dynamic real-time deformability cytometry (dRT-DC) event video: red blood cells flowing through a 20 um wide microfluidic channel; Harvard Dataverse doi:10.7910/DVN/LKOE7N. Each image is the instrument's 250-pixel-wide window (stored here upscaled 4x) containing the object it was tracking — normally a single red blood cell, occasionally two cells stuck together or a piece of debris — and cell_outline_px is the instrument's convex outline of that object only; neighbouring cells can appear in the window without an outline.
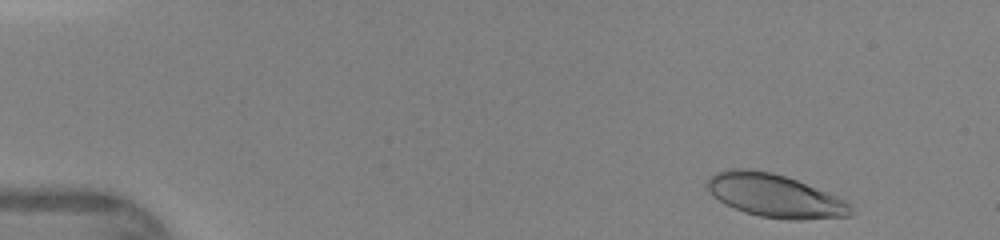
{"species": "human", "species_latin": "Homo sapiens", "temperature_condition": "warm", "stored_images_in_passage": 44, "camera_frame_rate_fps": 3000, "um_per_image_px": 0.085, "donor": {"sex": "female"}, "frame": {"image": 1, "passage_image": 2, "time_ms": 0.333, "image_size_px": [1000, 240], "cell_outline_px": [[856, 212], [852, 216], [804, 220], [788, 220], [760, 216], [744, 212], [712, 196], [708, 188], [708, 180], [716, 172], [728, 168], [744, 168], [772, 172], [796, 180], [836, 196], [844, 200]], "centroid_in_image_um": [65.88, 16.64], "position_along_channel_um": 19.1, "area_um2": 35.89}}
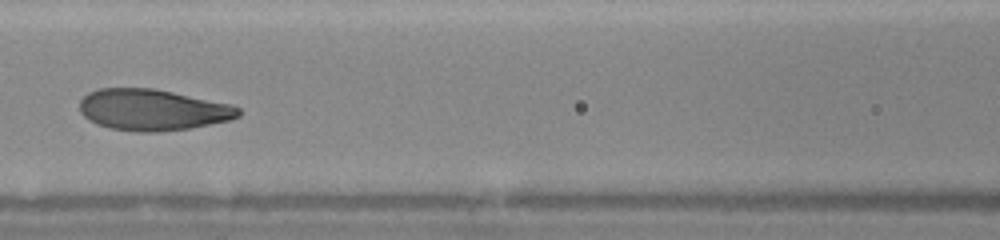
{"frame": {"image": 2, "passage_image": 19, "time_ms": 6.0, "image_size_px": [1000, 240], "cell_outline_px": [[240, 116], [228, 120], [188, 128], [156, 132], [136, 132], [108, 128], [96, 124], [88, 120], [80, 112], [80, 100], [88, 92], [100, 88], [152, 88], [232, 104], [240, 108]], "centroid_in_image_um": [12.93, 9.33], "position_along_channel_um": 153.7, "area_um2": 38.15}}
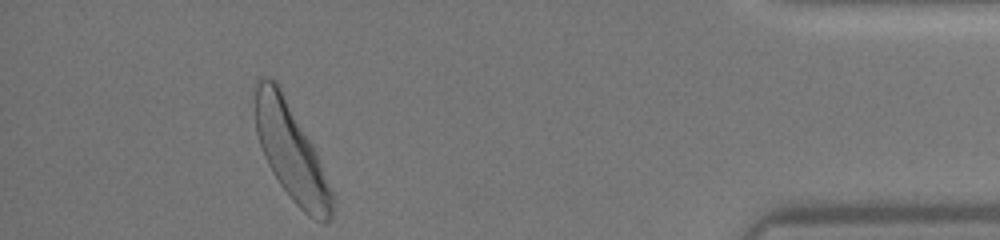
{"frame": {"image": 3, "passage_image": 40, "time_ms": 13.0, "image_size_px": [1000, 240], "cell_outline_px": [[332, 216], [328, 224], [324, 224], [308, 216], [292, 200], [280, 184], [272, 172], [264, 156], [256, 132], [252, 84], [260, 76], [264, 76], [276, 80], [280, 84], [312, 144], [316, 152], [332, 192]], "centroid_in_image_um": [24.68, 12.82], "position_along_channel_um": 410.5, "area_um2": 43.7}}